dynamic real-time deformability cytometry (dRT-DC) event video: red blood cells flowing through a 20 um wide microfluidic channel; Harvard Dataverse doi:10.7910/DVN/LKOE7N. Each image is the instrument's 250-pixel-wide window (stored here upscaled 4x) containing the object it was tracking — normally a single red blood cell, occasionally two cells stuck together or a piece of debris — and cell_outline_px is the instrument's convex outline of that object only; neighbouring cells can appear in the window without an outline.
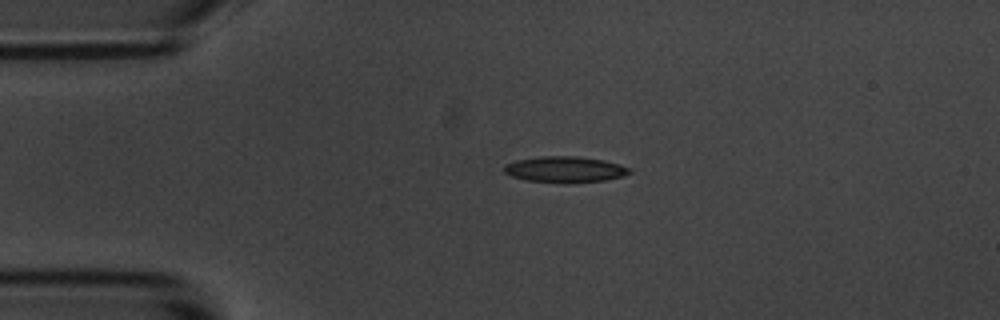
{"species": "common noctule bat (a hibernating species)", "species_latin": "Nyctalus noctula", "temperature_condition": "room temperature", "stored_images_in_passage": 2, "camera_frame_rate_fps": 3000, "um_per_image_px": 0.085, "animal": {"sex": "male", "body_mass_g": 20.1, "forearm_length_mm": 53.5}, "frame": {"image": 1, "passage_image": 1, "time_ms": 0.0, "image_size_px": [1000, 320], "cell_outline_px": [[632, 172], [624, 176], [604, 180], [572, 184], [564, 184], [528, 180], [512, 176], [504, 172], [504, 164], [516, 160], [540, 156], [576, 156], [604, 160], [620, 164], [632, 168]], "centroid_in_image_um": [48.06, 14.41], "position_along_channel_um": 36.9, "area_um2": 19.36}}